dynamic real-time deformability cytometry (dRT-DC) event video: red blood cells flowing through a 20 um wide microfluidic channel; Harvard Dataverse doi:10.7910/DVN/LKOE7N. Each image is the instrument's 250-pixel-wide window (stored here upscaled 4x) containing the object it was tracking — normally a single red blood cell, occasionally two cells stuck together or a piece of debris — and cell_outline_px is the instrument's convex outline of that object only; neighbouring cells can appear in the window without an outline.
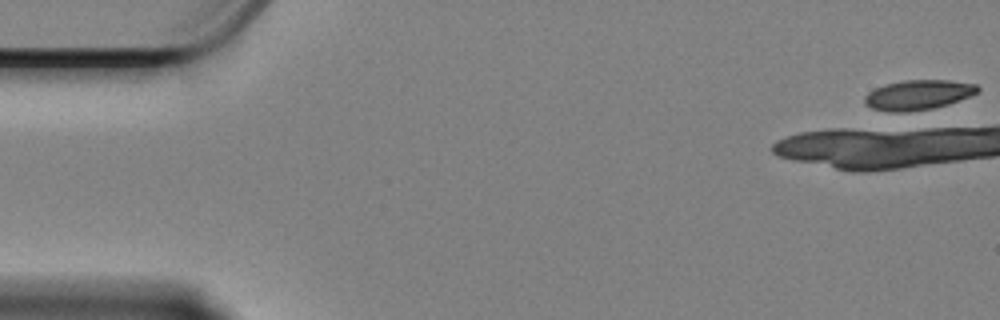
{"species": "Egyptian fruit bat (a non-hibernating species)", "species_latin": "Rousettus aegyptiacus", "temperature_condition": "cold", "stored_images_in_passage": 1, "camera_frame_rate_fps": 3000, "um_per_image_px": 0.085, "animal": {"sex": "female"}, "frame": {"image": 1, "passage_image": 1, "time_ms": 0.0, "image_size_px": [1000, 320], "cell_outline_px": [[980, 88], [976, 92], [968, 96], [948, 104], [924, 112], [900, 116], [896, 116], [872, 108], [864, 104], [864, 96], [868, 92], [884, 84], [904, 80], [948, 80], [976, 84]], "centroid_in_image_um": [77.95, 8.14], "position_along_channel_um": 7.1, "area_um2": 20.63}}